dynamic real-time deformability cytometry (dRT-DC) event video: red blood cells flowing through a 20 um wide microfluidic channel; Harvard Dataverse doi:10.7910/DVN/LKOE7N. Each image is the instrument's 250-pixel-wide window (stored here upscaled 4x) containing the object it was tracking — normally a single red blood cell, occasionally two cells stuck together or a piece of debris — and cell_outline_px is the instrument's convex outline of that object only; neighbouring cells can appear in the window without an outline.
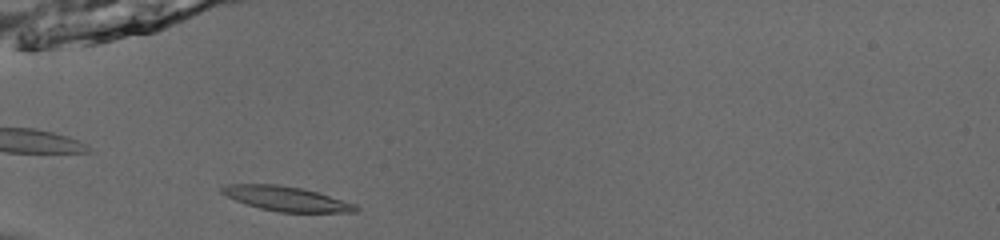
{"species": "common noctule bat (a hibernating species)", "species_latin": "Nyctalus noctula", "temperature_condition": "room temperature", "stored_images_in_passage": 35, "camera_frame_rate_fps": 3000, "um_per_image_px": 0.085, "animal": {"sex": "male", "body_mass_g": 13.0, "forearm_length_mm": 53.1}, "frame": {"image": 1, "passage_image": 1, "time_ms": 0.0, "image_size_px": [1000, 240], "cell_outline_px": [[360, 208], [356, 212], [276, 212], [260, 208], [236, 200], [220, 192], [220, 188], [228, 184], [276, 184], [300, 188], [316, 192], [356, 204]], "centroid_in_image_um": [24.34, 16.89], "position_along_channel_um": 60.7, "area_um2": 18.96}}
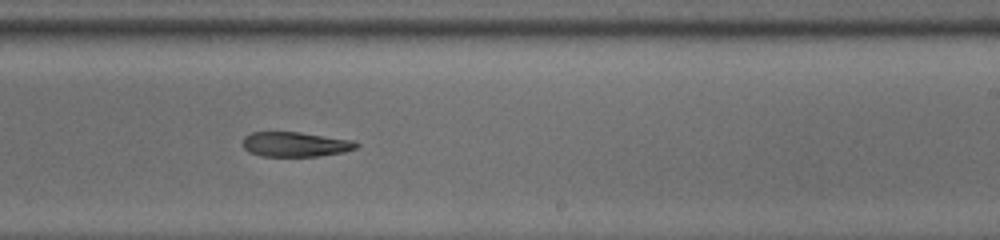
{"frame": {"image": 2, "passage_image": 17, "time_ms": 5.333, "image_size_px": [1000, 240], "cell_outline_px": [[360, 144], [356, 148], [344, 152], [316, 156], [260, 156], [248, 152], [244, 148], [244, 136], [252, 132], [300, 132], [356, 140]], "centroid_in_image_um": [25.14, 12.26], "position_along_channel_um": 263.9, "area_um2": 16.53}}
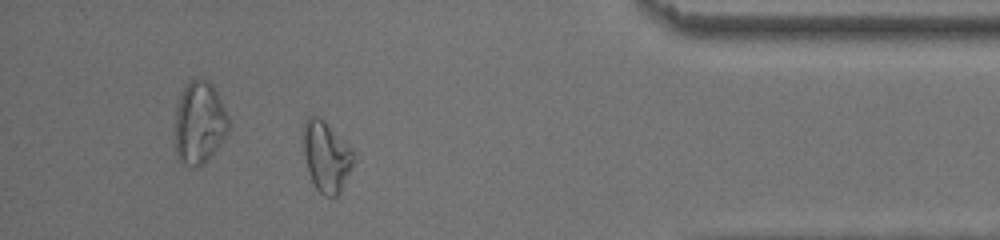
{"frame": {"image": 3, "passage_image": 30, "time_ms": 9.667, "image_size_px": [1000, 240], "cell_outline_px": [[356, 156], [340, 192], [336, 196], [324, 196], [316, 188], [308, 172], [304, 156], [304, 120], [308, 116], [316, 116], [324, 120]], "centroid_in_image_um": [27.71, 13.31], "position_along_channel_um": 407.5, "area_um2": 20.11}}